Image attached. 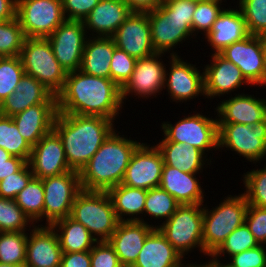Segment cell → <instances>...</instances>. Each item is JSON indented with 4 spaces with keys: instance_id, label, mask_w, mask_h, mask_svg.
Wrapping results in <instances>:
<instances>
[{
    "instance_id": "5b68a950",
    "label": "cell",
    "mask_w": 266,
    "mask_h": 267,
    "mask_svg": "<svg viewBox=\"0 0 266 267\" xmlns=\"http://www.w3.org/2000/svg\"><path fill=\"white\" fill-rule=\"evenodd\" d=\"M218 205L210 210L203 204L202 229L205 256H211L229 234L245 222L248 203L243 193L229 195Z\"/></svg>"
},
{
    "instance_id": "d6a6232c",
    "label": "cell",
    "mask_w": 266,
    "mask_h": 267,
    "mask_svg": "<svg viewBox=\"0 0 266 267\" xmlns=\"http://www.w3.org/2000/svg\"><path fill=\"white\" fill-rule=\"evenodd\" d=\"M51 226L57 233L62 253L90 251L97 242L85 226L70 216Z\"/></svg>"
},
{
    "instance_id": "d4e9b609",
    "label": "cell",
    "mask_w": 266,
    "mask_h": 267,
    "mask_svg": "<svg viewBox=\"0 0 266 267\" xmlns=\"http://www.w3.org/2000/svg\"><path fill=\"white\" fill-rule=\"evenodd\" d=\"M57 103H40L12 116L18 131L31 147L53 130Z\"/></svg>"
},
{
    "instance_id": "9a60e30c",
    "label": "cell",
    "mask_w": 266,
    "mask_h": 267,
    "mask_svg": "<svg viewBox=\"0 0 266 267\" xmlns=\"http://www.w3.org/2000/svg\"><path fill=\"white\" fill-rule=\"evenodd\" d=\"M170 69H165V85L174 102H185L204 94V72L184 61L178 53H170ZM183 60V61H182Z\"/></svg>"
},
{
    "instance_id": "6f0895ef",
    "label": "cell",
    "mask_w": 266,
    "mask_h": 267,
    "mask_svg": "<svg viewBox=\"0 0 266 267\" xmlns=\"http://www.w3.org/2000/svg\"><path fill=\"white\" fill-rule=\"evenodd\" d=\"M12 155L8 153L6 150L0 147V162H5L8 160Z\"/></svg>"
},
{
    "instance_id": "277c9868",
    "label": "cell",
    "mask_w": 266,
    "mask_h": 267,
    "mask_svg": "<svg viewBox=\"0 0 266 267\" xmlns=\"http://www.w3.org/2000/svg\"><path fill=\"white\" fill-rule=\"evenodd\" d=\"M196 1H163L156 10L147 12L151 32V41L156 53H166L176 45L193 38L192 16Z\"/></svg>"
},
{
    "instance_id": "816d5d0a",
    "label": "cell",
    "mask_w": 266,
    "mask_h": 267,
    "mask_svg": "<svg viewBox=\"0 0 266 267\" xmlns=\"http://www.w3.org/2000/svg\"><path fill=\"white\" fill-rule=\"evenodd\" d=\"M60 267H91L90 251L62 253Z\"/></svg>"
},
{
    "instance_id": "cb8c5ba5",
    "label": "cell",
    "mask_w": 266,
    "mask_h": 267,
    "mask_svg": "<svg viewBox=\"0 0 266 267\" xmlns=\"http://www.w3.org/2000/svg\"><path fill=\"white\" fill-rule=\"evenodd\" d=\"M218 123H240L254 125L266 119V99L255 98L244 93L223 100L214 108Z\"/></svg>"
},
{
    "instance_id": "d6986e66",
    "label": "cell",
    "mask_w": 266,
    "mask_h": 267,
    "mask_svg": "<svg viewBox=\"0 0 266 267\" xmlns=\"http://www.w3.org/2000/svg\"><path fill=\"white\" fill-rule=\"evenodd\" d=\"M28 163L34 177L40 179L72 170L68 165L62 140L54 130L44 135L32 147Z\"/></svg>"
},
{
    "instance_id": "44dd1931",
    "label": "cell",
    "mask_w": 266,
    "mask_h": 267,
    "mask_svg": "<svg viewBox=\"0 0 266 267\" xmlns=\"http://www.w3.org/2000/svg\"><path fill=\"white\" fill-rule=\"evenodd\" d=\"M212 62L204 67V94L213 99L236 91L242 85H251L241 70L220 53L211 55Z\"/></svg>"
},
{
    "instance_id": "8992f818",
    "label": "cell",
    "mask_w": 266,
    "mask_h": 267,
    "mask_svg": "<svg viewBox=\"0 0 266 267\" xmlns=\"http://www.w3.org/2000/svg\"><path fill=\"white\" fill-rule=\"evenodd\" d=\"M70 217L85 226L97 241H107L120 222L107 191L82 189L74 200Z\"/></svg>"
},
{
    "instance_id": "681fc988",
    "label": "cell",
    "mask_w": 266,
    "mask_h": 267,
    "mask_svg": "<svg viewBox=\"0 0 266 267\" xmlns=\"http://www.w3.org/2000/svg\"><path fill=\"white\" fill-rule=\"evenodd\" d=\"M91 267H124L108 241H97L90 250Z\"/></svg>"
},
{
    "instance_id": "7bdbcfd3",
    "label": "cell",
    "mask_w": 266,
    "mask_h": 267,
    "mask_svg": "<svg viewBox=\"0 0 266 267\" xmlns=\"http://www.w3.org/2000/svg\"><path fill=\"white\" fill-rule=\"evenodd\" d=\"M222 2V0L196 1V8L192 16V32L195 37L199 31L200 33L203 32L204 35L210 32L213 23L224 9L221 8Z\"/></svg>"
},
{
    "instance_id": "94428289",
    "label": "cell",
    "mask_w": 266,
    "mask_h": 267,
    "mask_svg": "<svg viewBox=\"0 0 266 267\" xmlns=\"http://www.w3.org/2000/svg\"><path fill=\"white\" fill-rule=\"evenodd\" d=\"M189 267H204V266L202 265V263H200V264L193 263V264H190Z\"/></svg>"
},
{
    "instance_id": "6125c7cd",
    "label": "cell",
    "mask_w": 266,
    "mask_h": 267,
    "mask_svg": "<svg viewBox=\"0 0 266 267\" xmlns=\"http://www.w3.org/2000/svg\"><path fill=\"white\" fill-rule=\"evenodd\" d=\"M163 1H179V0H163ZM193 1H201V0H193Z\"/></svg>"
},
{
    "instance_id": "7a4b0ae2",
    "label": "cell",
    "mask_w": 266,
    "mask_h": 267,
    "mask_svg": "<svg viewBox=\"0 0 266 267\" xmlns=\"http://www.w3.org/2000/svg\"><path fill=\"white\" fill-rule=\"evenodd\" d=\"M115 121L100 116L57 113L53 130L62 140L72 170L81 171L107 137L115 130Z\"/></svg>"
},
{
    "instance_id": "83f0119b",
    "label": "cell",
    "mask_w": 266,
    "mask_h": 267,
    "mask_svg": "<svg viewBox=\"0 0 266 267\" xmlns=\"http://www.w3.org/2000/svg\"><path fill=\"white\" fill-rule=\"evenodd\" d=\"M248 31L245 25L244 16L238 7L226 8L219 14L213 23L210 32L205 35L213 53H220L234 42L247 37Z\"/></svg>"
},
{
    "instance_id": "603a6c76",
    "label": "cell",
    "mask_w": 266,
    "mask_h": 267,
    "mask_svg": "<svg viewBox=\"0 0 266 267\" xmlns=\"http://www.w3.org/2000/svg\"><path fill=\"white\" fill-rule=\"evenodd\" d=\"M40 103H57V97L45 85L25 73L14 92L1 102L0 114L12 117Z\"/></svg>"
},
{
    "instance_id": "f5cc1de1",
    "label": "cell",
    "mask_w": 266,
    "mask_h": 267,
    "mask_svg": "<svg viewBox=\"0 0 266 267\" xmlns=\"http://www.w3.org/2000/svg\"><path fill=\"white\" fill-rule=\"evenodd\" d=\"M26 163L24 159L16 156H11L5 162H0V181L18 172Z\"/></svg>"
},
{
    "instance_id": "680465c9",
    "label": "cell",
    "mask_w": 266,
    "mask_h": 267,
    "mask_svg": "<svg viewBox=\"0 0 266 267\" xmlns=\"http://www.w3.org/2000/svg\"><path fill=\"white\" fill-rule=\"evenodd\" d=\"M206 263V264H205ZM205 263H203L202 265L204 266V267H221V266H217V265H214V264H212V263H210V262H205Z\"/></svg>"
},
{
    "instance_id": "8d00e7d4",
    "label": "cell",
    "mask_w": 266,
    "mask_h": 267,
    "mask_svg": "<svg viewBox=\"0 0 266 267\" xmlns=\"http://www.w3.org/2000/svg\"><path fill=\"white\" fill-rule=\"evenodd\" d=\"M27 233L1 232L0 233V263L15 266H25Z\"/></svg>"
},
{
    "instance_id": "e575fe53",
    "label": "cell",
    "mask_w": 266,
    "mask_h": 267,
    "mask_svg": "<svg viewBox=\"0 0 266 267\" xmlns=\"http://www.w3.org/2000/svg\"><path fill=\"white\" fill-rule=\"evenodd\" d=\"M258 242L255 240L253 234L250 232L248 226L244 222L241 226L232 231L221 246L210 256L209 262L221 266V259L219 258L226 253L230 258L240 252L258 246Z\"/></svg>"
},
{
    "instance_id": "b9f144b4",
    "label": "cell",
    "mask_w": 266,
    "mask_h": 267,
    "mask_svg": "<svg viewBox=\"0 0 266 267\" xmlns=\"http://www.w3.org/2000/svg\"><path fill=\"white\" fill-rule=\"evenodd\" d=\"M24 74L20 56L0 58V104L14 92Z\"/></svg>"
},
{
    "instance_id": "c3c4849f",
    "label": "cell",
    "mask_w": 266,
    "mask_h": 267,
    "mask_svg": "<svg viewBox=\"0 0 266 267\" xmlns=\"http://www.w3.org/2000/svg\"><path fill=\"white\" fill-rule=\"evenodd\" d=\"M245 223L258 244L266 245V208L248 205Z\"/></svg>"
},
{
    "instance_id": "3957f363",
    "label": "cell",
    "mask_w": 266,
    "mask_h": 267,
    "mask_svg": "<svg viewBox=\"0 0 266 267\" xmlns=\"http://www.w3.org/2000/svg\"><path fill=\"white\" fill-rule=\"evenodd\" d=\"M114 130L81 169L80 184L87 191H108L121 184L130 159L141 142Z\"/></svg>"
},
{
    "instance_id": "484cf974",
    "label": "cell",
    "mask_w": 266,
    "mask_h": 267,
    "mask_svg": "<svg viewBox=\"0 0 266 267\" xmlns=\"http://www.w3.org/2000/svg\"><path fill=\"white\" fill-rule=\"evenodd\" d=\"M131 13L123 0H100L83 20L86 32L92 31V37H111Z\"/></svg>"
},
{
    "instance_id": "836d02e7",
    "label": "cell",
    "mask_w": 266,
    "mask_h": 267,
    "mask_svg": "<svg viewBox=\"0 0 266 267\" xmlns=\"http://www.w3.org/2000/svg\"><path fill=\"white\" fill-rule=\"evenodd\" d=\"M32 222L43 221L44 189L42 179L33 177L14 199Z\"/></svg>"
},
{
    "instance_id": "52a82bcc",
    "label": "cell",
    "mask_w": 266,
    "mask_h": 267,
    "mask_svg": "<svg viewBox=\"0 0 266 267\" xmlns=\"http://www.w3.org/2000/svg\"><path fill=\"white\" fill-rule=\"evenodd\" d=\"M161 233L184 258L192 249L203 253V204L179 205L161 225Z\"/></svg>"
},
{
    "instance_id": "ee69618b",
    "label": "cell",
    "mask_w": 266,
    "mask_h": 267,
    "mask_svg": "<svg viewBox=\"0 0 266 267\" xmlns=\"http://www.w3.org/2000/svg\"><path fill=\"white\" fill-rule=\"evenodd\" d=\"M244 195L248 205L266 208V166L243 175Z\"/></svg>"
},
{
    "instance_id": "1f68e13d",
    "label": "cell",
    "mask_w": 266,
    "mask_h": 267,
    "mask_svg": "<svg viewBox=\"0 0 266 267\" xmlns=\"http://www.w3.org/2000/svg\"><path fill=\"white\" fill-rule=\"evenodd\" d=\"M107 193L111 198L113 208L120 222L140 221L146 223L142 217L147 196L146 189L132 188L124 184H119L109 189ZM123 216L129 217L125 219Z\"/></svg>"
},
{
    "instance_id": "7402d4cb",
    "label": "cell",
    "mask_w": 266,
    "mask_h": 267,
    "mask_svg": "<svg viewBox=\"0 0 266 267\" xmlns=\"http://www.w3.org/2000/svg\"><path fill=\"white\" fill-rule=\"evenodd\" d=\"M156 228L148 222H119L112 236L107 240L124 267H131L143 247L147 236Z\"/></svg>"
},
{
    "instance_id": "7c38bea8",
    "label": "cell",
    "mask_w": 266,
    "mask_h": 267,
    "mask_svg": "<svg viewBox=\"0 0 266 267\" xmlns=\"http://www.w3.org/2000/svg\"><path fill=\"white\" fill-rule=\"evenodd\" d=\"M44 189V212L46 225L70 216L77 194L82 190L80 173L71 170L60 175L42 179Z\"/></svg>"
},
{
    "instance_id": "ba28073f",
    "label": "cell",
    "mask_w": 266,
    "mask_h": 267,
    "mask_svg": "<svg viewBox=\"0 0 266 267\" xmlns=\"http://www.w3.org/2000/svg\"><path fill=\"white\" fill-rule=\"evenodd\" d=\"M19 56L26 74L55 95L63 89L67 73L55 58L47 38H26Z\"/></svg>"
},
{
    "instance_id": "f1b7e54d",
    "label": "cell",
    "mask_w": 266,
    "mask_h": 267,
    "mask_svg": "<svg viewBox=\"0 0 266 267\" xmlns=\"http://www.w3.org/2000/svg\"><path fill=\"white\" fill-rule=\"evenodd\" d=\"M199 173H186L163 165L159 187L168 192L180 205L203 204L204 192L198 178Z\"/></svg>"
},
{
    "instance_id": "4fadbf2b",
    "label": "cell",
    "mask_w": 266,
    "mask_h": 267,
    "mask_svg": "<svg viewBox=\"0 0 266 267\" xmlns=\"http://www.w3.org/2000/svg\"><path fill=\"white\" fill-rule=\"evenodd\" d=\"M86 34L83 21L65 20L47 37L55 58L66 73L80 69Z\"/></svg>"
},
{
    "instance_id": "11a10c76",
    "label": "cell",
    "mask_w": 266,
    "mask_h": 267,
    "mask_svg": "<svg viewBox=\"0 0 266 267\" xmlns=\"http://www.w3.org/2000/svg\"><path fill=\"white\" fill-rule=\"evenodd\" d=\"M17 0H0V22L8 21L16 17Z\"/></svg>"
},
{
    "instance_id": "f6af8a7d",
    "label": "cell",
    "mask_w": 266,
    "mask_h": 267,
    "mask_svg": "<svg viewBox=\"0 0 266 267\" xmlns=\"http://www.w3.org/2000/svg\"><path fill=\"white\" fill-rule=\"evenodd\" d=\"M136 58L128 55L125 51L115 48L110 63V79L120 88L130 79Z\"/></svg>"
},
{
    "instance_id": "30bf717a",
    "label": "cell",
    "mask_w": 266,
    "mask_h": 267,
    "mask_svg": "<svg viewBox=\"0 0 266 267\" xmlns=\"http://www.w3.org/2000/svg\"><path fill=\"white\" fill-rule=\"evenodd\" d=\"M16 18L26 38H47L66 20L62 0H17Z\"/></svg>"
},
{
    "instance_id": "6da1fadb",
    "label": "cell",
    "mask_w": 266,
    "mask_h": 267,
    "mask_svg": "<svg viewBox=\"0 0 266 267\" xmlns=\"http://www.w3.org/2000/svg\"><path fill=\"white\" fill-rule=\"evenodd\" d=\"M56 97L59 113L100 116L113 121L123 106L121 88L114 81L80 70L67 73L64 87Z\"/></svg>"
},
{
    "instance_id": "f546056e",
    "label": "cell",
    "mask_w": 266,
    "mask_h": 267,
    "mask_svg": "<svg viewBox=\"0 0 266 267\" xmlns=\"http://www.w3.org/2000/svg\"><path fill=\"white\" fill-rule=\"evenodd\" d=\"M87 38L80 71L101 78L110 79V63L116 45L112 37Z\"/></svg>"
},
{
    "instance_id": "f907efd6",
    "label": "cell",
    "mask_w": 266,
    "mask_h": 267,
    "mask_svg": "<svg viewBox=\"0 0 266 267\" xmlns=\"http://www.w3.org/2000/svg\"><path fill=\"white\" fill-rule=\"evenodd\" d=\"M100 0H62L66 20L83 21Z\"/></svg>"
},
{
    "instance_id": "f35d334b",
    "label": "cell",
    "mask_w": 266,
    "mask_h": 267,
    "mask_svg": "<svg viewBox=\"0 0 266 267\" xmlns=\"http://www.w3.org/2000/svg\"><path fill=\"white\" fill-rule=\"evenodd\" d=\"M31 225L35 224L14 199L0 197V232H24Z\"/></svg>"
},
{
    "instance_id": "74e56055",
    "label": "cell",
    "mask_w": 266,
    "mask_h": 267,
    "mask_svg": "<svg viewBox=\"0 0 266 267\" xmlns=\"http://www.w3.org/2000/svg\"><path fill=\"white\" fill-rule=\"evenodd\" d=\"M180 204L168 192L160 187L147 190L144 206V215L151 219H163L166 222L176 211Z\"/></svg>"
},
{
    "instance_id": "9f6ffc18",
    "label": "cell",
    "mask_w": 266,
    "mask_h": 267,
    "mask_svg": "<svg viewBox=\"0 0 266 267\" xmlns=\"http://www.w3.org/2000/svg\"><path fill=\"white\" fill-rule=\"evenodd\" d=\"M263 64H264V73H263V86H266V39L264 37V49H263Z\"/></svg>"
},
{
    "instance_id": "db71d44e",
    "label": "cell",
    "mask_w": 266,
    "mask_h": 267,
    "mask_svg": "<svg viewBox=\"0 0 266 267\" xmlns=\"http://www.w3.org/2000/svg\"><path fill=\"white\" fill-rule=\"evenodd\" d=\"M132 12H149L163 4V0H123Z\"/></svg>"
},
{
    "instance_id": "bcb514c9",
    "label": "cell",
    "mask_w": 266,
    "mask_h": 267,
    "mask_svg": "<svg viewBox=\"0 0 266 267\" xmlns=\"http://www.w3.org/2000/svg\"><path fill=\"white\" fill-rule=\"evenodd\" d=\"M34 177L29 163L27 162L18 172L5 177L0 181V197L15 199L17 194L27 186Z\"/></svg>"
},
{
    "instance_id": "91938a15",
    "label": "cell",
    "mask_w": 266,
    "mask_h": 267,
    "mask_svg": "<svg viewBox=\"0 0 266 267\" xmlns=\"http://www.w3.org/2000/svg\"><path fill=\"white\" fill-rule=\"evenodd\" d=\"M0 267H21V266H15V265H11V264H2V263H0Z\"/></svg>"
},
{
    "instance_id": "60d3db41",
    "label": "cell",
    "mask_w": 266,
    "mask_h": 267,
    "mask_svg": "<svg viewBox=\"0 0 266 267\" xmlns=\"http://www.w3.org/2000/svg\"><path fill=\"white\" fill-rule=\"evenodd\" d=\"M248 34L266 35V0H239Z\"/></svg>"
},
{
    "instance_id": "e0dca14e",
    "label": "cell",
    "mask_w": 266,
    "mask_h": 267,
    "mask_svg": "<svg viewBox=\"0 0 266 267\" xmlns=\"http://www.w3.org/2000/svg\"><path fill=\"white\" fill-rule=\"evenodd\" d=\"M263 49L264 37L249 34L226 47L220 54L235 64L250 84L263 86Z\"/></svg>"
},
{
    "instance_id": "d590c367",
    "label": "cell",
    "mask_w": 266,
    "mask_h": 267,
    "mask_svg": "<svg viewBox=\"0 0 266 267\" xmlns=\"http://www.w3.org/2000/svg\"><path fill=\"white\" fill-rule=\"evenodd\" d=\"M0 147L12 156L29 161L32 147L22 137L12 117L0 114Z\"/></svg>"
},
{
    "instance_id": "5bb4252c",
    "label": "cell",
    "mask_w": 266,
    "mask_h": 267,
    "mask_svg": "<svg viewBox=\"0 0 266 267\" xmlns=\"http://www.w3.org/2000/svg\"><path fill=\"white\" fill-rule=\"evenodd\" d=\"M141 143L134 151L121 184L149 190L159 187L164 161L154 144Z\"/></svg>"
},
{
    "instance_id": "4dcf8cb0",
    "label": "cell",
    "mask_w": 266,
    "mask_h": 267,
    "mask_svg": "<svg viewBox=\"0 0 266 267\" xmlns=\"http://www.w3.org/2000/svg\"><path fill=\"white\" fill-rule=\"evenodd\" d=\"M164 164L186 173H201L208 158L201 150L181 142L159 141ZM206 159V160H205Z\"/></svg>"
},
{
    "instance_id": "ab89813d",
    "label": "cell",
    "mask_w": 266,
    "mask_h": 267,
    "mask_svg": "<svg viewBox=\"0 0 266 267\" xmlns=\"http://www.w3.org/2000/svg\"><path fill=\"white\" fill-rule=\"evenodd\" d=\"M26 39L23 29L15 17L0 22V56H19Z\"/></svg>"
},
{
    "instance_id": "ffe728a7",
    "label": "cell",
    "mask_w": 266,
    "mask_h": 267,
    "mask_svg": "<svg viewBox=\"0 0 266 267\" xmlns=\"http://www.w3.org/2000/svg\"><path fill=\"white\" fill-rule=\"evenodd\" d=\"M29 230L24 267H60L62 249L53 227L41 224Z\"/></svg>"
},
{
    "instance_id": "8fae6325",
    "label": "cell",
    "mask_w": 266,
    "mask_h": 267,
    "mask_svg": "<svg viewBox=\"0 0 266 267\" xmlns=\"http://www.w3.org/2000/svg\"><path fill=\"white\" fill-rule=\"evenodd\" d=\"M223 147L235 151L253 164L261 162L266 147V119L252 126L218 123V148Z\"/></svg>"
},
{
    "instance_id": "9c48e42d",
    "label": "cell",
    "mask_w": 266,
    "mask_h": 267,
    "mask_svg": "<svg viewBox=\"0 0 266 267\" xmlns=\"http://www.w3.org/2000/svg\"><path fill=\"white\" fill-rule=\"evenodd\" d=\"M164 139L162 141L181 142L209 152L218 148V120L200 113L184 116L176 124L163 122L161 125ZM212 149V150H211Z\"/></svg>"
},
{
    "instance_id": "7dc6e473",
    "label": "cell",
    "mask_w": 266,
    "mask_h": 267,
    "mask_svg": "<svg viewBox=\"0 0 266 267\" xmlns=\"http://www.w3.org/2000/svg\"><path fill=\"white\" fill-rule=\"evenodd\" d=\"M265 247L259 244L254 248L233 255L229 258L230 262L221 263V267H266Z\"/></svg>"
},
{
    "instance_id": "be15d7a7",
    "label": "cell",
    "mask_w": 266,
    "mask_h": 267,
    "mask_svg": "<svg viewBox=\"0 0 266 267\" xmlns=\"http://www.w3.org/2000/svg\"><path fill=\"white\" fill-rule=\"evenodd\" d=\"M266 147H265V152H264V155H263V158L265 159L266 157ZM266 166V165H265Z\"/></svg>"
},
{
    "instance_id": "4316f807",
    "label": "cell",
    "mask_w": 266,
    "mask_h": 267,
    "mask_svg": "<svg viewBox=\"0 0 266 267\" xmlns=\"http://www.w3.org/2000/svg\"><path fill=\"white\" fill-rule=\"evenodd\" d=\"M158 228L145 239L137 260L131 267H189Z\"/></svg>"
},
{
    "instance_id": "2e32d148",
    "label": "cell",
    "mask_w": 266,
    "mask_h": 267,
    "mask_svg": "<svg viewBox=\"0 0 266 267\" xmlns=\"http://www.w3.org/2000/svg\"><path fill=\"white\" fill-rule=\"evenodd\" d=\"M165 53H154L151 56L136 60L134 71L130 79L121 88V99L130 94L141 98L156 97L165 85V69L167 68L160 59ZM163 62V63H162Z\"/></svg>"
},
{
    "instance_id": "ac0fdd59",
    "label": "cell",
    "mask_w": 266,
    "mask_h": 267,
    "mask_svg": "<svg viewBox=\"0 0 266 267\" xmlns=\"http://www.w3.org/2000/svg\"><path fill=\"white\" fill-rule=\"evenodd\" d=\"M111 37L117 48L136 59L156 53L147 12H132Z\"/></svg>"
}]
</instances>
